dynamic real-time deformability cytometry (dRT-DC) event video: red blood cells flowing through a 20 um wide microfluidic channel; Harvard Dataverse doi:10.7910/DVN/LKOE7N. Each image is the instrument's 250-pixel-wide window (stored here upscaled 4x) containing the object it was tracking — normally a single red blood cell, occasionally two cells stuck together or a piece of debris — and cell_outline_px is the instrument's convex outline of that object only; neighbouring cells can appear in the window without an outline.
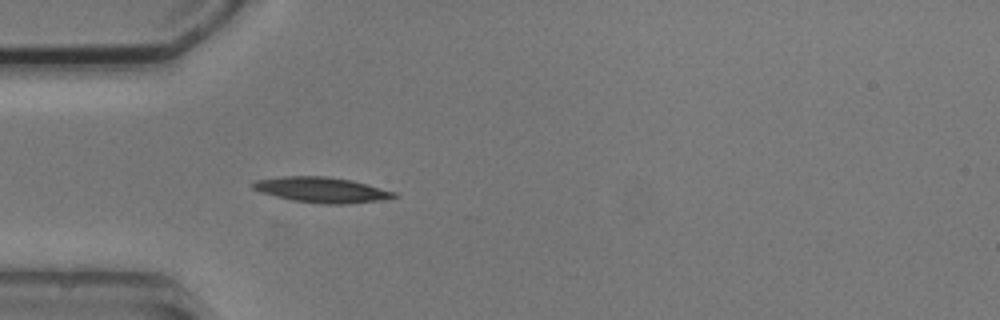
{"species": "common noctule bat (a hibernating species)", "species_latin": "Nyctalus noctula", "temperature_condition": "cold", "stored_images_in_passage": 4, "camera_frame_rate_fps": 3000, "um_per_image_px": 0.085, "animal": {"sex": "male", "body_mass_g": 20.5, "forearm_length_mm": 52.5}, "frame": {"image": 1, "passage_image": 4, "time_ms": 3.667, "image_size_px": [1000, 320], "cell_outline_px": [[400, 196], [384, 200], [348, 204], [320, 204], [292, 200], [260, 192], [252, 188], [248, 184], [256, 180], [284, 176], [324, 176], [352, 180], [396, 192]], "centroid_in_image_um": [27.35, 16.14], "position_along_channel_um": 57.6, "area_um2": 21.1}}